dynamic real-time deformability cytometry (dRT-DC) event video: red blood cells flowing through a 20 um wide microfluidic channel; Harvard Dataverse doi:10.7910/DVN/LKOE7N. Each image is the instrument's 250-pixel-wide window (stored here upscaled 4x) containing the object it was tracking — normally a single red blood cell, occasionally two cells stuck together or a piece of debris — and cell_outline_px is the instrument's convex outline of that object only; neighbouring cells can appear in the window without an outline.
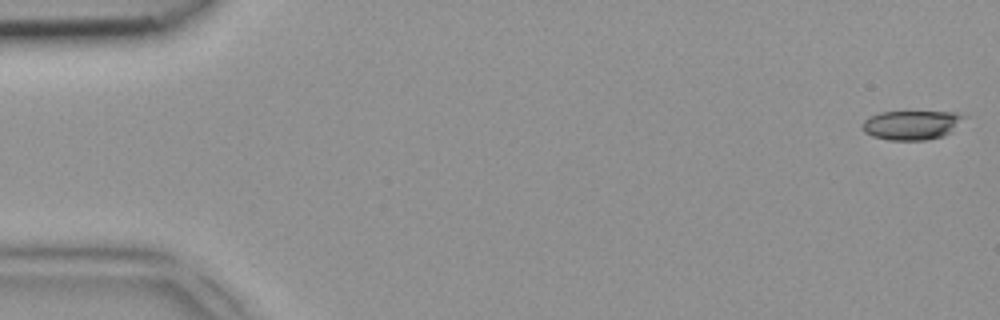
{"species": "common noctule bat (a hibernating species)", "species_latin": "Nyctalus noctula", "temperature_condition": "room temperature", "stored_images_in_passage": 38, "camera_frame_rate_fps": 3000, "um_per_image_px": 0.085, "animal": {"sex": "female", "body_mass_g": 18.4}, "frame": {"image": 1, "passage_image": 1, "time_ms": 0.0, "image_size_px": [1000, 320], "cell_outline_px": [[968, 116], [944, 136], [924, 140], [888, 140], [872, 136], [864, 132], [860, 124], [868, 116], [880, 112], [956, 112]], "centroid_in_image_um": [77.44, 10.62], "position_along_channel_um": 7.6, "area_um2": 17.4}}
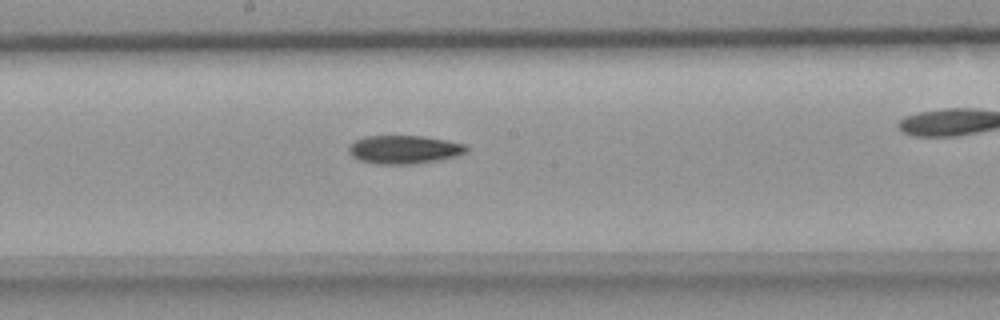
{"frame": {"image": 2, "passage_image": 25, "time_ms": 8.0, "image_size_px": [1000, 320], "cell_outline_px": [[468, 148], [464, 152], [456, 156], [416, 164], [376, 164], [360, 160], [352, 156], [348, 152], [348, 148], [356, 140], [364, 136], [424, 136], [464, 144]], "centroid_in_image_um": [34.31, 12.71], "position_along_channel_um": 213.9, "area_um2": 19.25}}
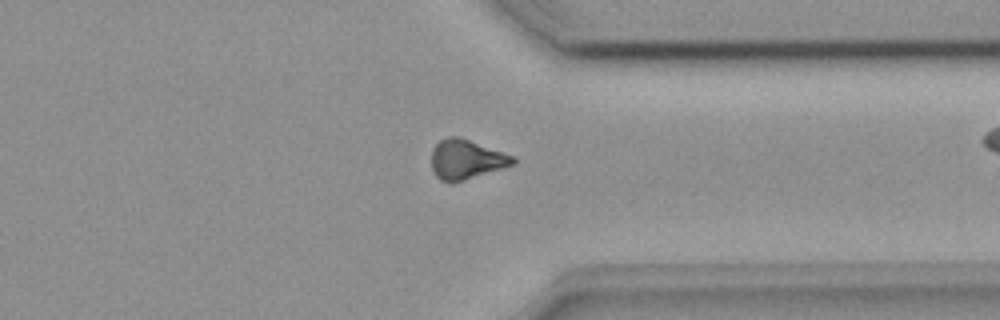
{"frame": {"image": 3, "passage_image": 36, "time_ms": 11.667, "image_size_px": [1000, 320], "cell_outline_px": [[516, 160], [512, 164], [464, 180], [440, 180], [436, 176], [432, 168], [432, 148], [440, 140], [448, 136], [460, 136], [516, 156]], "centroid_in_image_um": [39.63, 13.5], "position_along_channel_um": 371.8, "area_um2": 18.5}}